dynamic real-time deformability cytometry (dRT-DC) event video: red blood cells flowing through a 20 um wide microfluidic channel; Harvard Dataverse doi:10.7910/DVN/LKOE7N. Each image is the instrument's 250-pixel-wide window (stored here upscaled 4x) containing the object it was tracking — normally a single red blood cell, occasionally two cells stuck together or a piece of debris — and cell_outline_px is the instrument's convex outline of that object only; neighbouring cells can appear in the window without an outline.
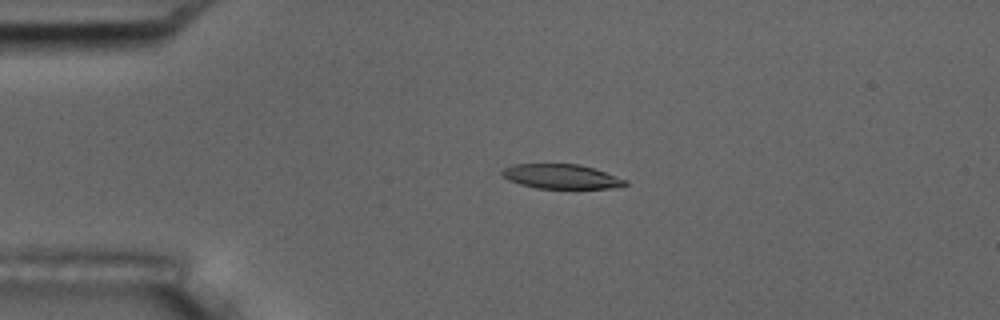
{"species": "common noctule bat (a hibernating species)", "species_latin": "Nyctalus noctula", "temperature_condition": "room temperature", "stored_images_in_passage": 7, "camera_frame_rate_fps": 3000, "um_per_image_px": 0.085, "animal": {"sex": "male", "body_mass_g": 17.5, "forearm_length_mm": 52.3}, "frame": {"image": 1, "passage_image": 2, "time_ms": 1.333, "image_size_px": [1000, 320], "cell_outline_px": [[628, 184], [620, 188], [536, 188], [520, 184], [508, 180], [500, 172], [504, 168], [512, 164], [580, 164], [596, 168], [628, 180]], "centroid_in_image_um": [47.76, 15.0], "position_along_channel_um": 37.2, "area_um2": 17.8}}
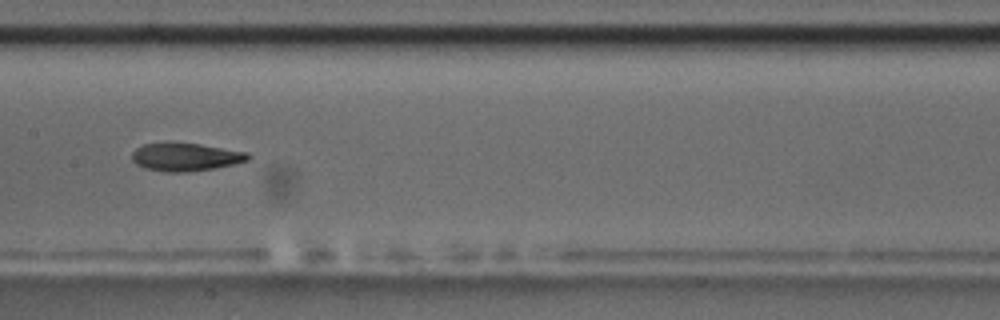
{"frame": {"image": 2, "passage_image": 6, "time_ms": 6.667, "image_size_px": [1000, 320], "cell_outline_px": [[252, 156], [248, 160], [232, 164], [212, 168], [188, 172], [168, 172], [144, 168], [136, 164], [132, 160], [132, 152], [136, 148], [144, 144], [164, 140], [168, 140], [200, 144], [248, 152]], "centroid_in_image_um": [15.72, 13.3], "position_along_channel_um": 191.7, "area_um2": 19.42}}